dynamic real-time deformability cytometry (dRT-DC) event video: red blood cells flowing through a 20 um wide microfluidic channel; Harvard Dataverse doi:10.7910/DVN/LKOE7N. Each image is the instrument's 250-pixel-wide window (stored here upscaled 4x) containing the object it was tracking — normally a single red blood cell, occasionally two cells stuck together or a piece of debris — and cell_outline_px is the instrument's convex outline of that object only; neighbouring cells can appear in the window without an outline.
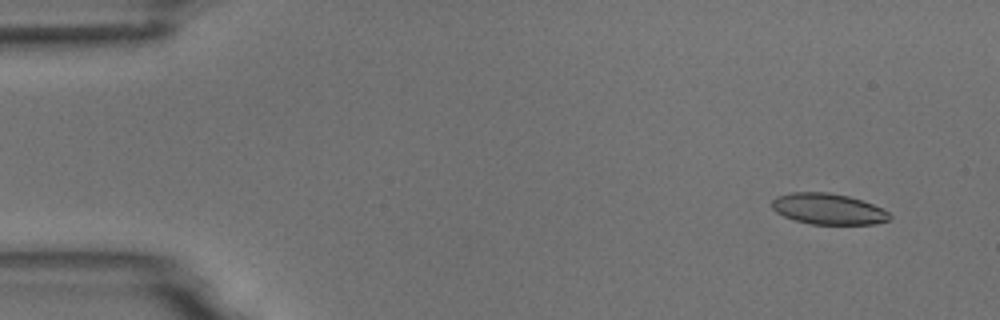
{"species": "common noctule bat (a hibernating species)", "species_latin": "Nyctalus noctula", "temperature_condition": "room temperature", "stored_images_in_passage": 5, "camera_frame_rate_fps": 3000, "um_per_image_px": 0.085, "animal": {"sex": "male", "body_mass_g": 18.8}, "frame": {"image": 1, "passage_image": 1, "time_ms": 0.0, "image_size_px": [1000, 320], "cell_outline_px": [[892, 216], [888, 220], [876, 224], [812, 224], [796, 220], [784, 216], [776, 212], [772, 208], [772, 200], [776, 196], [792, 192], [828, 192], [848, 196], [872, 204], [888, 212]], "centroid_in_image_um": [70.38, 17.76], "position_along_channel_um": 14.6, "area_um2": 21.1}}
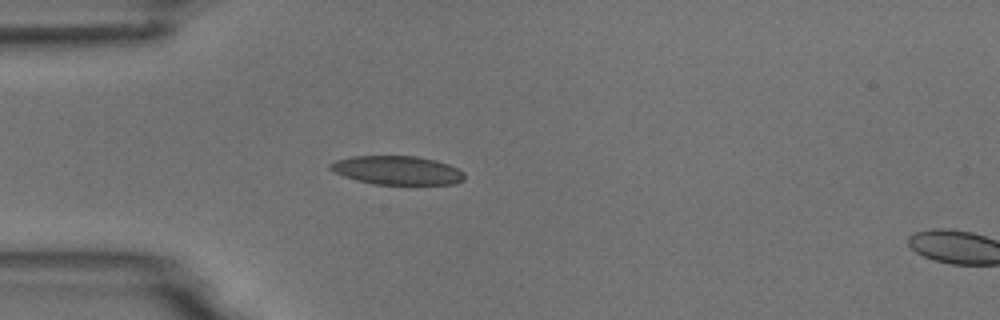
{"frame": {"image": 2, "passage_image": 4, "time_ms": 3.667, "image_size_px": [1000, 320], "cell_outline_px": [[464, 180], [456, 184], [372, 184], [356, 180], [344, 176], [328, 168], [328, 164], [336, 160], [352, 156], [416, 156], [436, 160], [448, 164], [464, 172]], "centroid_in_image_um": [33.76, 14.47], "position_along_channel_um": 51.2, "area_um2": 22.48}}